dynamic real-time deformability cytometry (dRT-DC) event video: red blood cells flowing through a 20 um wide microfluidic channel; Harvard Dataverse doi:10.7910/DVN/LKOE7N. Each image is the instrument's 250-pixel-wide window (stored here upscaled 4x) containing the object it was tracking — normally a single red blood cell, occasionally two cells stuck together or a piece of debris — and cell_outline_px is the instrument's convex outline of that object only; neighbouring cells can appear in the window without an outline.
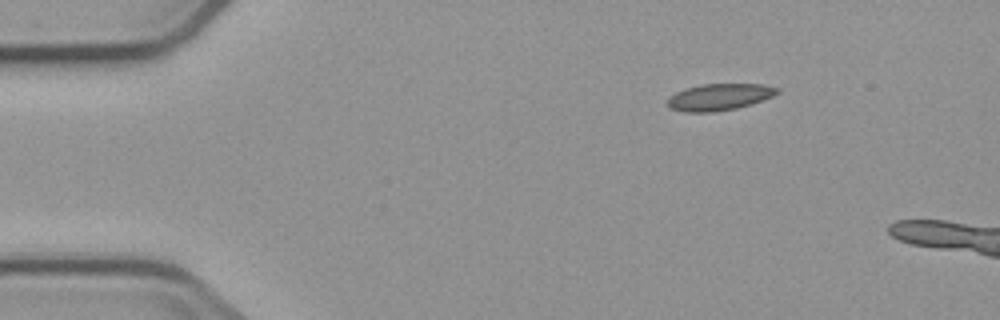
{"species": "common noctule bat (a hibernating species)", "species_latin": "Nyctalus noctula", "temperature_condition": "cold", "stored_images_in_passage": 2, "camera_frame_rate_fps": 3000, "um_per_image_px": 0.085, "animal": {"sex": "male", "body_mass_g": 23.1, "forearm_length_mm": 52.7}, "frame": {"image": 1, "passage_image": 1, "time_ms": 0.0, "image_size_px": [1000, 320], "cell_outline_px": [[780, 92], [772, 96], [752, 104], [736, 108], [712, 112], [688, 112], [672, 108], [668, 104], [668, 96], [676, 92], [700, 84], [764, 84], [780, 88]], "centroid_in_image_um": [61.18, 8.23], "position_along_channel_um": 23.8, "area_um2": 16.94}}